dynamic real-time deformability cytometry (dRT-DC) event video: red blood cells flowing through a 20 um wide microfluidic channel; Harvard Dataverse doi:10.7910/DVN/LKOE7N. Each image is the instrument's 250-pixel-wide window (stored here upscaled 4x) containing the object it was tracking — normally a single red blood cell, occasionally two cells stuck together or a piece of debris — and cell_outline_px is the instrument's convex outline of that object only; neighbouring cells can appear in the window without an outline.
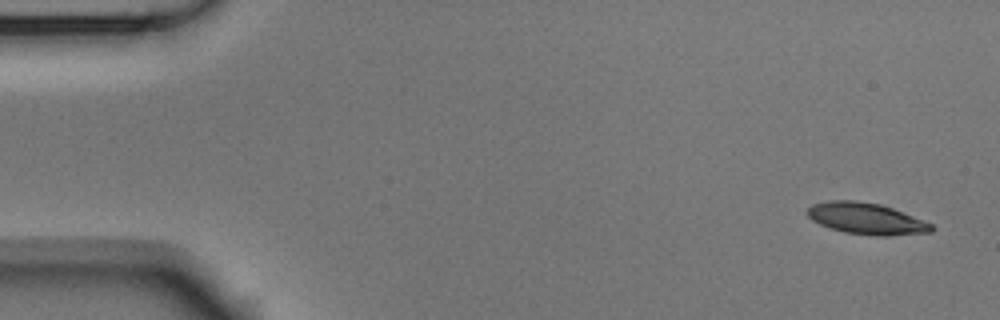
{"species": "Egyptian fruit bat (a non-hibernating species)", "species_latin": "Rousettus aegyptiacus", "temperature_condition": "room temperature", "stored_images_in_passage": 5, "camera_frame_rate_fps": 3000, "um_per_image_px": 0.085, "animal": {"sex": "male"}, "frame": {"image": 1, "passage_image": 1, "time_ms": 0.0, "image_size_px": [1000, 320], "cell_outline_px": [[936, 228], [932, 232], [888, 236], [876, 236], [844, 232], [820, 224], [812, 220], [804, 212], [812, 204], [828, 200], [856, 200], [880, 204], [892, 208], [924, 220], [932, 224]], "centroid_in_image_um": [73.64, 18.58], "position_along_channel_um": 11.4, "area_um2": 22.89}}
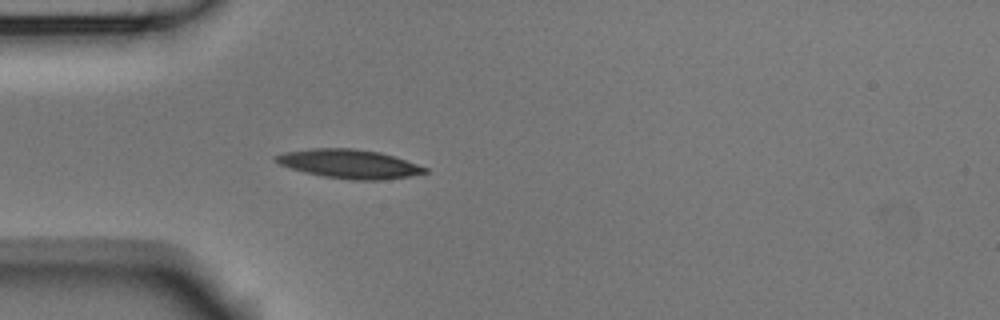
{"frame": {"image": 2, "passage_image": 5, "time_ms": 1.333, "image_size_px": [1000, 320], "cell_outline_px": [[428, 172], [412, 176], [380, 180], [352, 180], [324, 176], [304, 172], [280, 164], [272, 160], [272, 156], [284, 152], [312, 148], [352, 148], [380, 152], [428, 168]], "centroid_in_image_um": [29.66, 13.93], "position_along_channel_um": 55.3, "area_um2": 25.03}}